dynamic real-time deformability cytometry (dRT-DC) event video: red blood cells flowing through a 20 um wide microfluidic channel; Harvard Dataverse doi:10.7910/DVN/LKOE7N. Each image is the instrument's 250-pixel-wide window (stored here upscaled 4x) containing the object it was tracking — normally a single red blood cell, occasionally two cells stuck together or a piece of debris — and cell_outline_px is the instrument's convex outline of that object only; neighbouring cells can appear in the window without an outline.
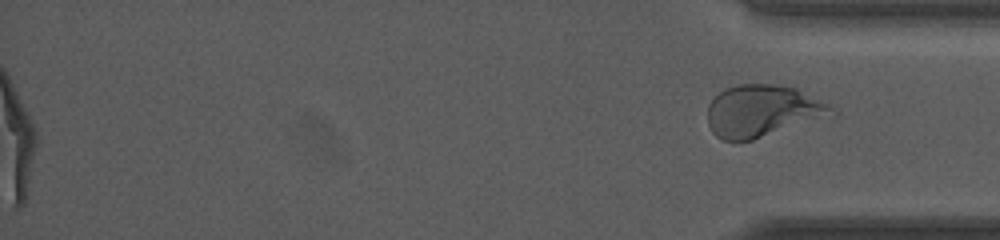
{"species": "human", "species_latin": "Homo sapiens", "temperature_condition": "room temperature", "stored_images_in_passage": 52, "segment_of_instrument_passage": [2, 2], "camera_frame_rate_fps": 3000, "um_per_image_px": 0.085, "donor": {"sex": "female"}, "frame": {"image": 1, "passage_image": 52, "time_ms": 17.0, "image_size_px": [1000, 240], "cell_outline_px": [[836, 116], [752, 140], [720, 140], [712, 132], [708, 124], [708, 104], [724, 88], [740, 84], [772, 84], [796, 88], [828, 104], [836, 112]], "centroid_in_image_um": [64.84, 9.44], "position_along_channel_um": 370.4, "area_um2": 37.8}}